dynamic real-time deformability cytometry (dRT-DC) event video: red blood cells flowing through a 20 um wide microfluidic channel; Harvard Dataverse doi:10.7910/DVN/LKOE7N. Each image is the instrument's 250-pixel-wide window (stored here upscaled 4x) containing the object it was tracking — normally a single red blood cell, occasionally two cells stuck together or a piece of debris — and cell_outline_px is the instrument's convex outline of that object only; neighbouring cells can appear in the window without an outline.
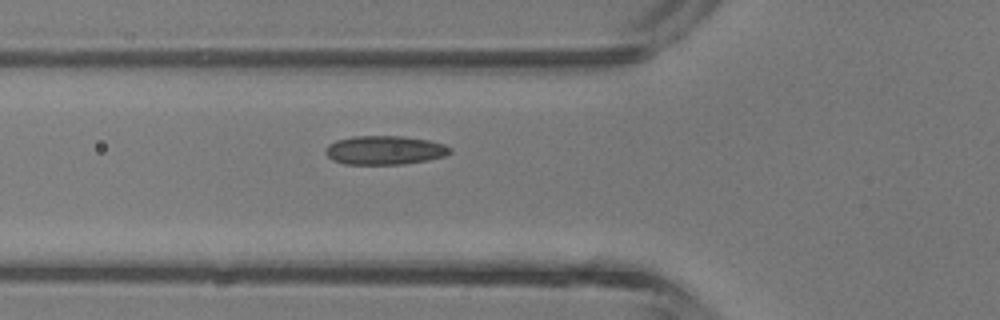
{"species": "common noctule bat (a hibernating species)", "species_latin": "Nyctalus noctula", "temperature_condition": "room temperature", "stored_images_in_passage": 4, "camera_frame_rate_fps": 3000, "um_per_image_px": 0.085, "animal": {"sex": "male", "body_mass_g": 13.3}, "frame": {"image": 1, "passage_image": 4, "time_ms": 4.333, "image_size_px": [1000, 320], "cell_outline_px": [[452, 152], [444, 156], [428, 160], [404, 164], [344, 164], [332, 160], [324, 152], [324, 148], [328, 144], [336, 140], [352, 136], [404, 136], [428, 140], [444, 144], [452, 148]], "centroid_in_image_um": [32.68, 12.76], "position_along_channel_um": 93.1, "area_um2": 21.15}}